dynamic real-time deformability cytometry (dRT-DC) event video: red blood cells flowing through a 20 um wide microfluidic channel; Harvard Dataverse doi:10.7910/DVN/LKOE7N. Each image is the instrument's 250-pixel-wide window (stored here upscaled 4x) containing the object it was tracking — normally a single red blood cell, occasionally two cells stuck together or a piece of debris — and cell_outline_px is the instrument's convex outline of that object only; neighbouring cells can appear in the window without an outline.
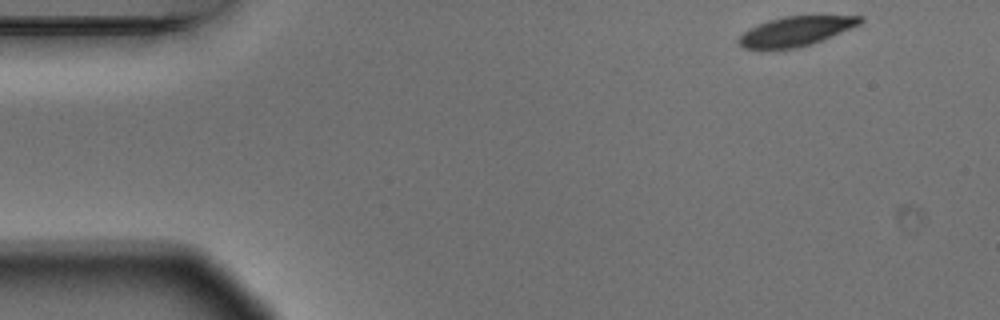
{"species": "Egyptian fruit bat (a non-hibernating species)", "species_latin": "Rousettus aegyptiacus", "temperature_condition": "warm", "stored_images_in_passage": 4, "camera_frame_rate_fps": 3000, "um_per_image_px": 0.085, "animal": {"sex": "male"}, "frame": {"image": 1, "passage_image": 1, "time_ms": 0.0, "image_size_px": [1000, 320], "cell_outline_px": [[864, 20], [860, 24], [812, 44], [796, 48], [744, 48], [736, 40], [748, 28], [768, 20], [784, 16], [864, 16]], "centroid_in_image_um": [67.64, 2.64], "position_along_channel_um": 17.4, "area_um2": 20.58}}
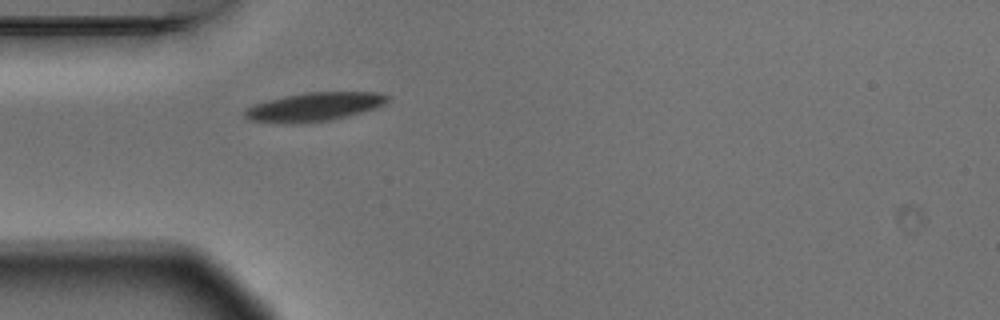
{"frame": {"image": 2, "passage_image": 4, "time_ms": 1.0, "image_size_px": [1000, 320], "cell_outline_px": [[388, 100], [380, 108], [332, 120], [292, 124], [288, 124], [252, 120], [244, 116], [244, 108], [268, 100], [284, 96], [304, 92], [376, 92], [388, 96]], "centroid_in_image_um": [26.74, 9.08], "position_along_channel_um": 58.3, "area_um2": 23.99}}